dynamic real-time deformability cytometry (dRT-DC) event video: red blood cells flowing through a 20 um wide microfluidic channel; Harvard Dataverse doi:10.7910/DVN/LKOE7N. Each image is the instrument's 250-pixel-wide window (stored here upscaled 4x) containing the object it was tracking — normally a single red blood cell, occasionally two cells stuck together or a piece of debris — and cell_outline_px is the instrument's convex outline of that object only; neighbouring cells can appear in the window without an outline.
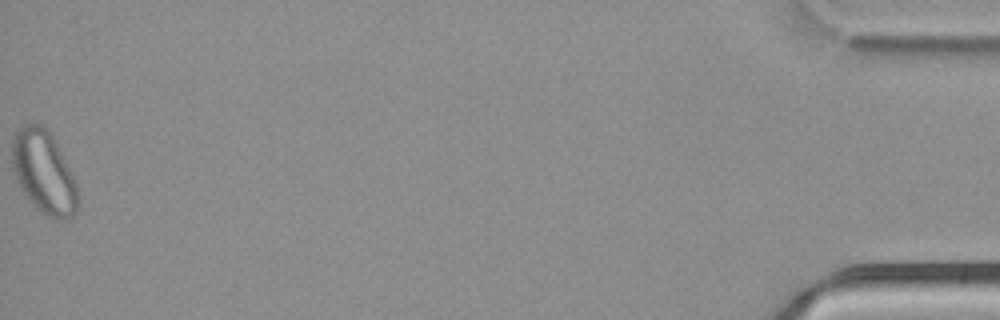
{"species": "common noctule bat (a hibernating species)", "species_latin": "Nyctalus noctula", "temperature_condition": "cold", "stored_images_in_passage": 50, "camera_frame_rate_fps": 3000, "um_per_image_px": 0.085, "animal": {"sex": "male", "body_mass_g": 21.5, "forearm_length_mm": 52.0}, "frame": {"image": 1, "passage_image": 50, "time_ms": 16.333, "image_size_px": [1000, 320], "cell_outline_px": [[76, 208], [72, 216], [68, 220], [60, 220], [48, 216], [40, 212], [36, 208], [24, 192], [16, 180], [12, 168], [12, 136], [20, 124], [40, 124], [52, 136], [76, 184]], "centroid_in_image_um": [3.66, 14.62], "position_along_channel_um": 431.5, "area_um2": 31.15}}